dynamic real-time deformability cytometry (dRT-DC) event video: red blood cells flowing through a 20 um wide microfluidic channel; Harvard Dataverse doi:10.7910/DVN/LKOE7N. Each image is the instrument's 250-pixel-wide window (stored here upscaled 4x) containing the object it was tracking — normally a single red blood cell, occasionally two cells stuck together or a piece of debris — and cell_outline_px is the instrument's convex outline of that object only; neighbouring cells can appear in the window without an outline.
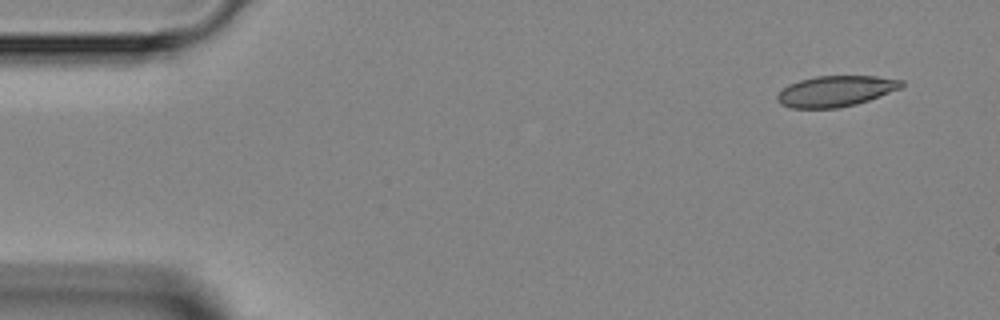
{"species": "Egyptian fruit bat (a non-hibernating species)", "species_latin": "Rousettus aegyptiacus", "temperature_condition": "room temperature", "stored_images_in_passage": 4, "camera_frame_rate_fps": 3000, "um_per_image_px": 0.085, "animal": {"sex": "female"}, "frame": {"image": 1, "passage_image": 1, "time_ms": 0.0, "image_size_px": [1000, 320], "cell_outline_px": [[904, 88], [856, 104], [840, 108], [792, 108], [780, 104], [776, 100], [776, 96], [788, 84], [800, 80], [816, 76], [876, 76], [904, 80]], "centroid_in_image_um": [71.06, 7.75], "position_along_channel_um": 13.9, "area_um2": 22.48}}